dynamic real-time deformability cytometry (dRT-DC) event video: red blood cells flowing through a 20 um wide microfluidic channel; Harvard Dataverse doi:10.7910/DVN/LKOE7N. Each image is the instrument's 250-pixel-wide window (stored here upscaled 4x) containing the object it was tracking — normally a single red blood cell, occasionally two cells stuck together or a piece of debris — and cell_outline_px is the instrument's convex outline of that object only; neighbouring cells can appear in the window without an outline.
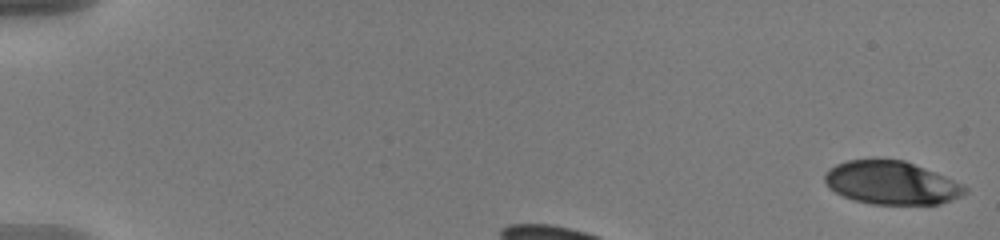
{"species": "human", "species_latin": "Homo sapiens", "temperature_condition": "warm", "stored_images_in_passage": 38, "camera_frame_rate_fps": 3000, "um_per_image_px": 0.085, "donor": {"sex": "male"}, "frame": {"image": 1, "passage_image": 1, "time_ms": 0.0, "image_size_px": [1000, 240], "cell_outline_px": [[968, 192], [960, 196], [940, 204], [872, 204], [852, 200], [828, 188], [824, 180], [824, 172], [828, 168], [836, 164], [848, 160], [904, 160], [964, 184], [968, 188]], "centroid_in_image_um": [75.75, 15.55], "position_along_channel_um": 9.2, "area_um2": 35.26}}
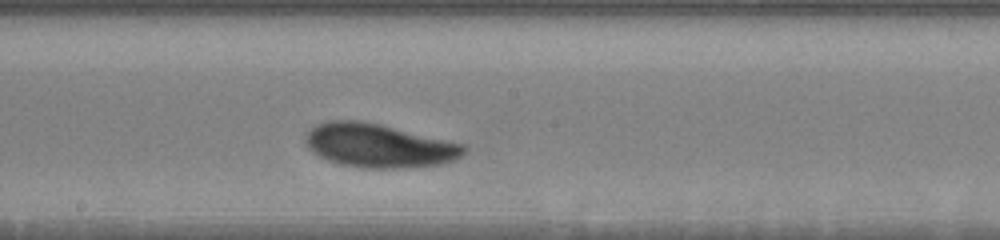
{"frame": {"image": 2, "passage_image": 22, "time_ms": 7.0, "image_size_px": [1000, 240], "cell_outline_px": [[468, 148], [460, 156], [452, 160], [440, 164], [412, 168], [360, 168], [340, 164], [328, 160], [312, 152], [308, 148], [304, 140], [304, 136], [316, 124], [328, 120], [360, 120], [380, 124], [468, 144]], "centroid_in_image_um": [32.22, 12.37], "position_along_channel_um": 216.0, "area_um2": 40.81}}
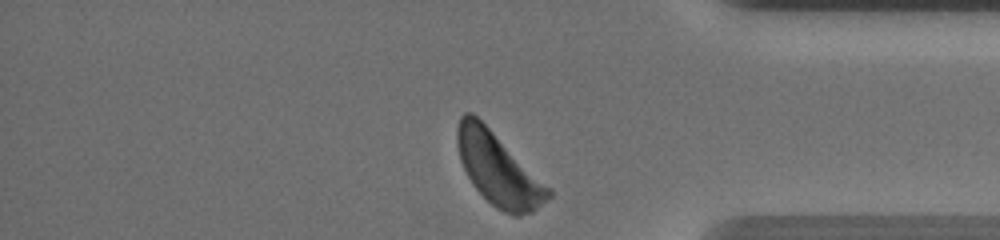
{"frame": {"image": 3, "passage_image": 38, "time_ms": 12.333, "image_size_px": [1000, 240], "cell_outline_px": [[552, 196], [532, 212], [520, 216], [516, 216], [504, 212], [496, 208], [472, 184], [460, 160], [456, 140], [456, 128], [460, 116], [464, 112], [472, 112], [552, 188]], "centroid_in_image_um": [42.37, 14.38], "position_along_channel_um": 392.8, "area_um2": 38.21}, "authors_computed_cell_mechanics": {"area_um2": 38.5815, "velocity_mm_per_s": 3.5334, "shape_relaxation_time_tau1_ms": 3.1955, "shape_relaxation_time_tau2_ms": null, "deformation_change_tau1": 0.1657, "deformation_change_tau2": null}}